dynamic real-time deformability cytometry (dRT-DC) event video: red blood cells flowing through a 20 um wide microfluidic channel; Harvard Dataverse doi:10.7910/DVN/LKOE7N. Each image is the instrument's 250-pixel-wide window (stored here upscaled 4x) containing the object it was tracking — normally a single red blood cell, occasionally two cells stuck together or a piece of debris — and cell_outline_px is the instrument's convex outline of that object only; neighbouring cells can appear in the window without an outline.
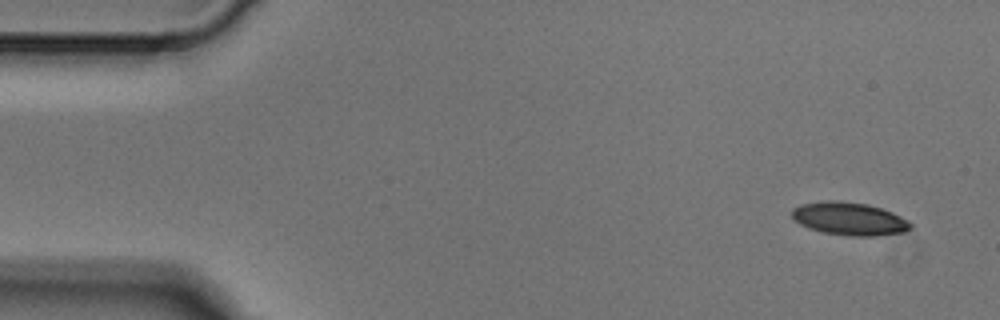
{"species": "Egyptian fruit bat (a non-hibernating species)", "species_latin": "Rousettus aegyptiacus", "temperature_condition": "cold", "stored_images_in_passage": 3, "camera_frame_rate_fps": 3000, "um_per_image_px": 0.085, "animal": {"sex": "male"}, "frame": {"image": 1, "passage_image": 1, "time_ms": 0.0, "image_size_px": [1000, 320], "cell_outline_px": [[912, 228], [904, 232], [876, 236], [852, 236], [824, 232], [808, 228], [800, 224], [792, 216], [792, 208], [800, 204], [824, 200], [840, 200], [868, 204], [892, 212], [908, 220], [912, 224]], "centroid_in_image_um": [72.2, 18.58], "position_along_channel_um": 12.8, "area_um2": 22.89}}
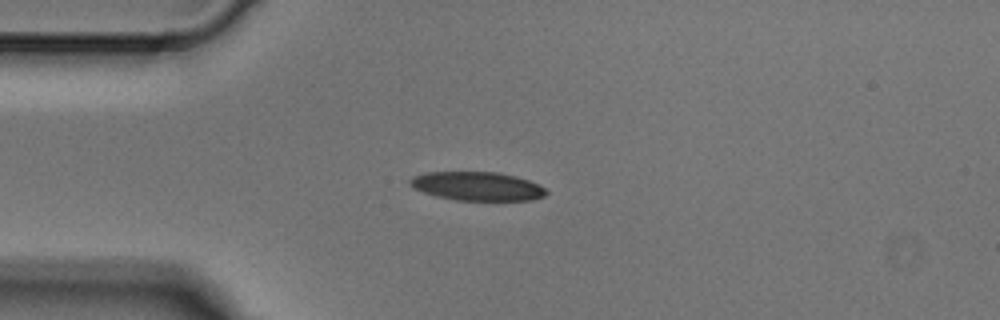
{"frame": {"image": 2, "passage_image": 3, "time_ms": 0.667, "image_size_px": [1000, 320], "cell_outline_px": [[548, 192], [544, 196], [532, 200], [456, 200], [436, 196], [424, 192], [408, 184], [408, 180], [412, 176], [424, 172], [500, 172], [516, 176], [528, 180], [544, 188]], "centroid_in_image_um": [40.54, 15.82], "position_along_channel_um": 44.5, "area_um2": 22.77}}